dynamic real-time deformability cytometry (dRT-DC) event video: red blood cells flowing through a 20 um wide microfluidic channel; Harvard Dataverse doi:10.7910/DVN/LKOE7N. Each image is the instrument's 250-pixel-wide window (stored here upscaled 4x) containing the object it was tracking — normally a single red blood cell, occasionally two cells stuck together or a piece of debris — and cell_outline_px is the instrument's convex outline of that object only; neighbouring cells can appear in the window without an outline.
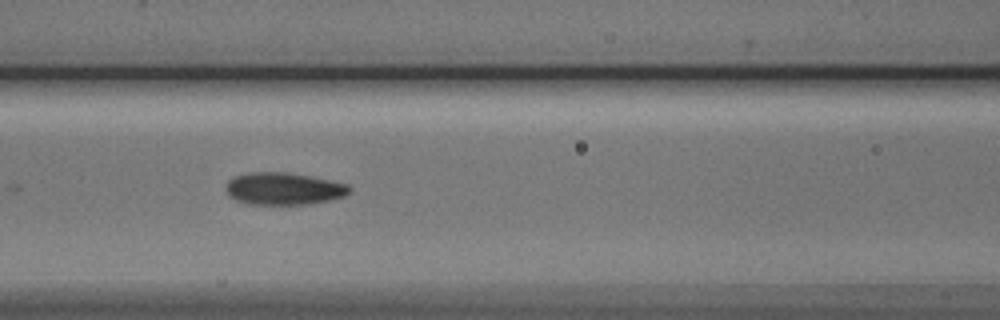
{"species": "Egyptian fruit bat (a non-hibernating species)", "species_latin": "Rousettus aegyptiacus", "temperature_condition": "cold", "stored_images_in_passage": 5, "camera_frame_rate_fps": 3000, "um_per_image_px": 0.085, "animal": {"sex": "male"}, "frame": {"image": 1, "passage_image": 4, "time_ms": 3.667, "image_size_px": [1000, 320], "cell_outline_px": [[352, 188], [344, 196], [328, 200], [308, 204], [248, 204], [236, 200], [228, 196], [224, 188], [228, 180], [236, 176], [248, 172], [288, 172], [348, 184]], "centroid_in_image_um": [24.06, 16.03], "position_along_channel_um": 142.5, "area_um2": 23.18}}
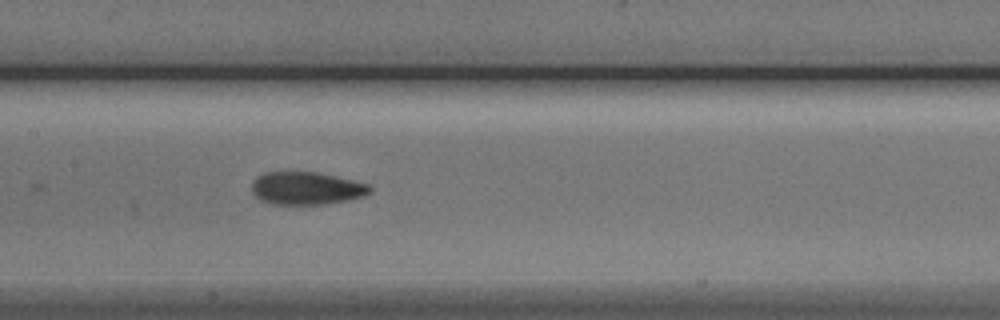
{"frame": {"image": 2, "passage_image": 5, "time_ms": 4.667, "image_size_px": [1000, 320], "cell_outline_px": [[372, 192], [364, 196], [348, 200], [320, 204], [272, 204], [260, 200], [252, 192], [252, 180], [256, 176], [264, 172], [316, 172], [336, 176], [368, 184], [372, 188]], "centroid_in_image_um": [26.03, 16.0], "position_along_channel_um": 181.4, "area_um2": 22.6}}